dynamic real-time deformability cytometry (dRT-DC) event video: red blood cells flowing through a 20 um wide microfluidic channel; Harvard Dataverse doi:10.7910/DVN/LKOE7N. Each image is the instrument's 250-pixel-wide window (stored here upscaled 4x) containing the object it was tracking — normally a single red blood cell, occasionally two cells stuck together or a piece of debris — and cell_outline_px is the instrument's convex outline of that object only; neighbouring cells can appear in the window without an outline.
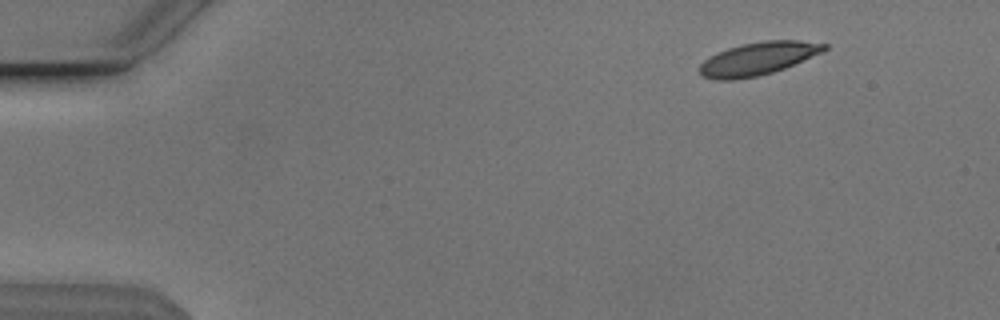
{"species": "Egyptian fruit bat (a non-hibernating species)", "species_latin": "Rousettus aegyptiacus", "temperature_condition": "cold", "stored_images_in_passage": 49, "camera_frame_rate_fps": 3000, "um_per_image_px": 0.085, "animal": {"sex": "male"}, "frame": {"image": 1, "passage_image": 1, "time_ms": 0.0, "image_size_px": [1000, 320], "cell_outline_px": [[828, 48], [824, 52], [784, 68], [772, 72], [756, 76], [732, 80], [716, 80], [704, 76], [700, 72], [700, 64], [704, 60], [716, 52], [740, 44], [764, 40], [800, 40], [828, 44]], "centroid_in_image_um": [64.46, 4.96], "position_along_channel_um": 20.5, "area_um2": 23.93}}
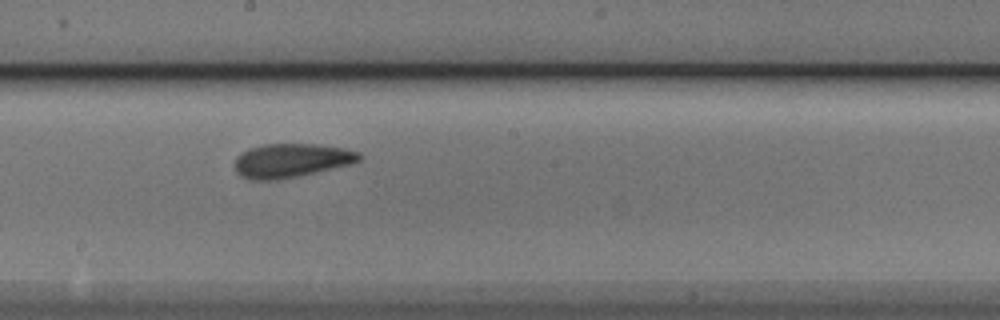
{"frame": {"image": 2, "passage_image": 25, "time_ms": 8.0, "image_size_px": [1000, 320], "cell_outline_px": [[364, 156], [360, 160], [348, 164], [316, 172], [280, 180], [252, 180], [240, 176], [236, 172], [236, 156], [248, 148], [264, 144], [316, 144], [344, 148], [360, 152]], "centroid_in_image_um": [24.75, 13.64], "position_along_channel_um": 223.5, "area_um2": 24.62}}
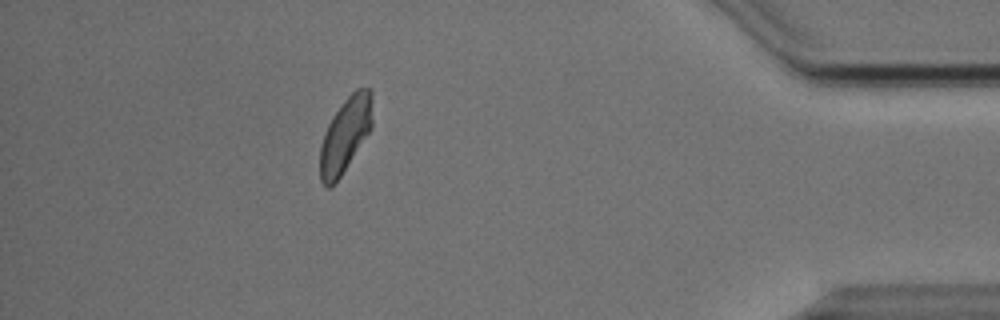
{"frame": {"image": 3, "passage_image": 43, "time_ms": 14.0, "image_size_px": [1000, 320], "cell_outline_px": [[372, 128], [340, 176], [328, 188], [320, 180], [320, 144], [324, 132], [332, 116], [344, 100], [356, 88], [372, 88]], "centroid_in_image_um": [29.35, 11.41], "position_along_channel_um": 405.8, "area_um2": 22.72}, "authors_computed_cell_mechanics": {"area_um2": 24.1026, "velocity_mm_per_s": 3.8015, "shape_relaxation_time_tau1_ms": 3.4747, "shape_relaxation_time_tau2_ms": 2.0995, "deformation_change_tau1": 0.1115, "deformation_change_tau2": 0.0836}}